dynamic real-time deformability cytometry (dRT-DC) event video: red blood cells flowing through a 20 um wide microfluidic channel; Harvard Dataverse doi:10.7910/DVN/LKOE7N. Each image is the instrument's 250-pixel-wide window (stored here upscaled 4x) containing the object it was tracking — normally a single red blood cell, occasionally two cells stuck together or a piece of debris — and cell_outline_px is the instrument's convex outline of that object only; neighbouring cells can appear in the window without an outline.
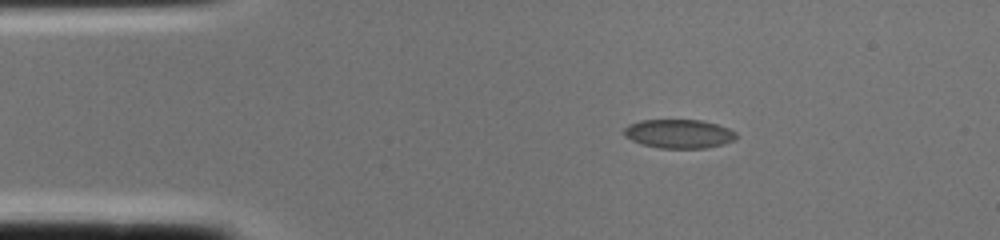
{"species": "common noctule bat (a hibernating species)", "species_latin": "Nyctalus noctula", "temperature_condition": "cold", "stored_images_in_passage": 1, "camera_frame_rate_fps": 3000, "um_per_image_px": 0.085, "animal": {"sex": "female", "body_mass_g": 22.0, "forearm_length_mm": 56.7}, "frame": {"image": 1, "passage_image": 1, "time_ms": 0.0, "image_size_px": [1000, 240], "cell_outline_px": [[736, 140], [724, 144], [708, 148], [660, 148], [640, 144], [624, 136], [624, 128], [628, 124], [640, 120], [700, 120], [716, 124], [728, 128], [736, 132]], "centroid_in_image_um": [57.7, 11.38], "position_along_channel_um": 27.3, "area_um2": 19.02}}